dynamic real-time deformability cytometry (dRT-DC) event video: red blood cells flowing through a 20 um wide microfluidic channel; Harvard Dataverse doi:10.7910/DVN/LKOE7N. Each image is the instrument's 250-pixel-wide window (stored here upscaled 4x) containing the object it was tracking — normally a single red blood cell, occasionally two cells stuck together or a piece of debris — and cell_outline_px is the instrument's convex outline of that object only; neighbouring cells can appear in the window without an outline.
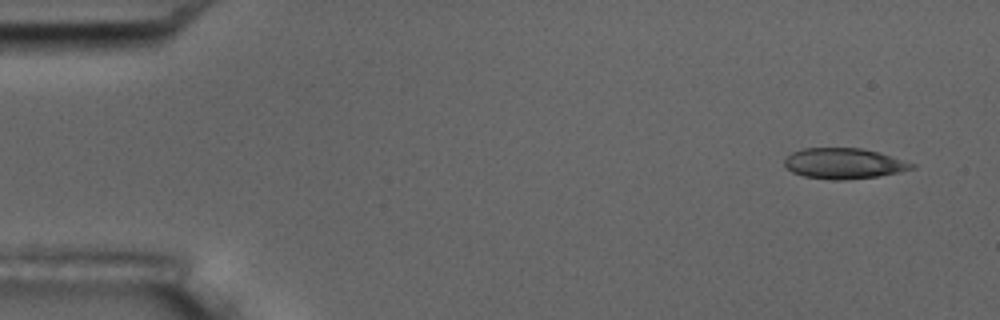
{"species": "common noctule bat (a hibernating species)", "species_latin": "Nyctalus noctula", "temperature_condition": "room temperature", "stored_images_in_passage": 5, "camera_frame_rate_fps": 3000, "um_per_image_px": 0.085, "animal": {"sex": "male", "body_mass_g": 17.5, "forearm_length_mm": 52.3}, "frame": {"image": 1, "passage_image": 1, "time_ms": 0.0, "image_size_px": [1000, 320], "cell_outline_px": [[916, 168], [876, 176], [844, 180], [836, 180], [804, 176], [792, 172], [784, 164], [784, 160], [792, 152], [804, 148], [860, 148], [880, 152], [916, 164]], "centroid_in_image_um": [71.73, 13.88], "position_along_channel_um": 13.3, "area_um2": 22.54}}
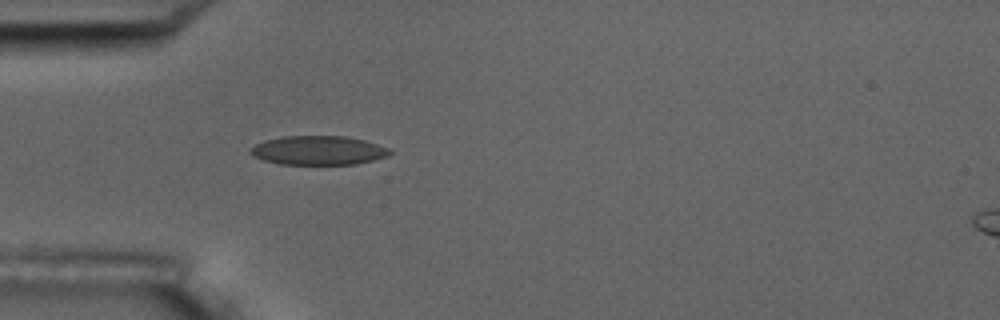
{"frame": {"image": 2, "passage_image": 5, "time_ms": 4.333, "image_size_px": [1000, 320], "cell_outline_px": [[392, 152], [388, 156], [356, 164], [280, 164], [264, 160], [252, 156], [248, 152], [256, 144], [264, 140], [280, 136], [344, 136], [364, 140], [388, 148]], "centroid_in_image_um": [27.03, 12.78], "position_along_channel_um": 58.0, "area_um2": 23.52}}